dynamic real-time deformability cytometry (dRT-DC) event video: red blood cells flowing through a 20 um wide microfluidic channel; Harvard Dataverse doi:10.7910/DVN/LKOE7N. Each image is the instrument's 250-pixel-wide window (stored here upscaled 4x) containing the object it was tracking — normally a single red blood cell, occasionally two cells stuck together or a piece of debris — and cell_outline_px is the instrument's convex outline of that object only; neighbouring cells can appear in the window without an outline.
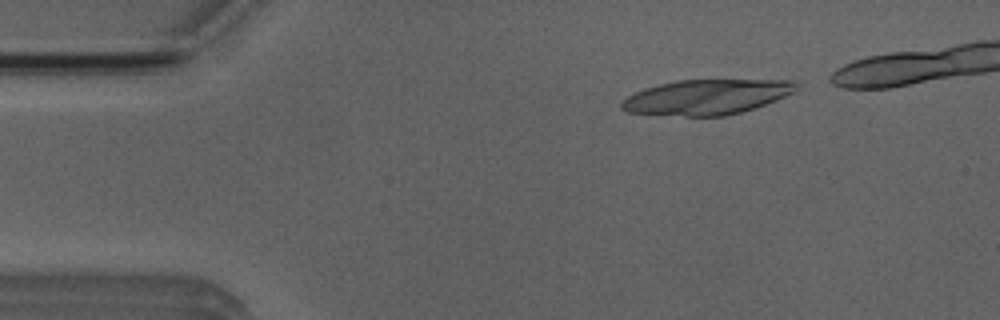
{"species": "Egyptian fruit bat (a non-hibernating species)", "species_latin": "Rousettus aegyptiacus", "temperature_condition": "room temperature", "stored_images_in_passage": 4, "camera_frame_rate_fps": 3000, "um_per_image_px": 0.085, "animal": {"sex": "male"}, "frame": {"image": 1, "passage_image": 1, "time_ms": 0.0, "image_size_px": [1000, 320], "cell_outline_px": [[796, 88], [792, 92], [776, 100], [740, 112], [724, 116], [684, 116], [628, 112], [620, 108], [620, 104], [628, 96], [644, 88], [676, 80], [796, 80]], "centroid_in_image_um": [60.03, 8.24], "position_along_channel_um": 25.0, "area_um2": 35.26}}